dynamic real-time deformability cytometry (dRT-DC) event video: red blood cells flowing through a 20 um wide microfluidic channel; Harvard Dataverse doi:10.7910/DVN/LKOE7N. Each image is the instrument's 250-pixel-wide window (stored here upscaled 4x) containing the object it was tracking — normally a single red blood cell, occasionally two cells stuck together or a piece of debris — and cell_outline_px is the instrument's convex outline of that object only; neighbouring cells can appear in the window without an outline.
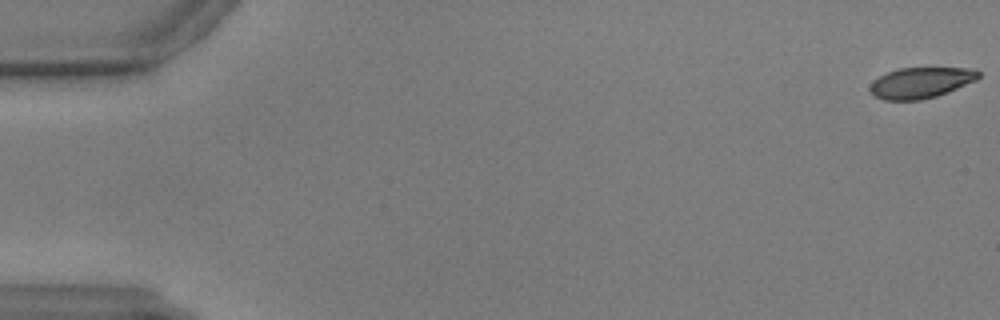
{"species": "common noctule bat (a hibernating species)", "species_latin": "Nyctalus noctula", "temperature_condition": "warm", "stored_images_in_passage": 60, "camera_frame_rate_fps": 3000, "um_per_image_px": 0.085, "animal": {"sex": "male", "body_mass_g": 17.9, "forearm_length_mm": 54.2}, "frame": {"image": 1, "passage_image": 1, "time_ms": 0.0, "image_size_px": [1000, 320], "cell_outline_px": [[980, 76], [976, 80], [948, 92], [936, 96], [920, 100], [884, 100], [872, 96], [868, 88], [872, 80], [888, 72], [900, 68], [972, 68], [980, 72]], "centroid_in_image_um": [78.23, 7.04], "position_along_channel_um": 6.8, "area_um2": 19.59}}
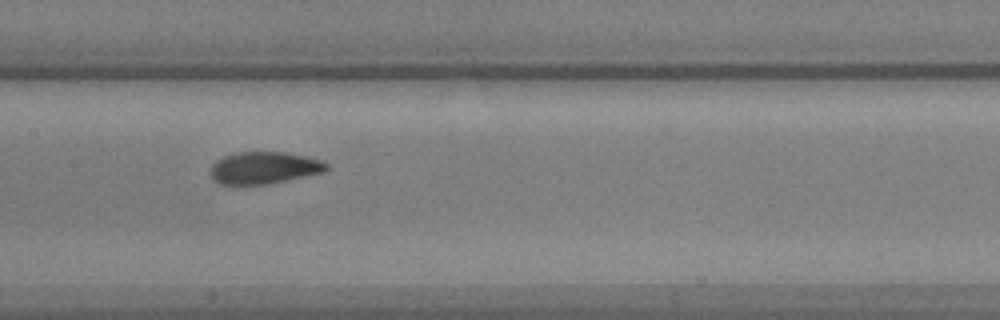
{"frame": {"image": 2, "passage_image": 30, "time_ms": 9.667, "image_size_px": [1000, 320], "cell_outline_px": [[328, 168], [324, 172], [268, 184], [220, 184], [212, 180], [208, 172], [212, 164], [216, 160], [224, 156], [236, 152], [284, 152], [308, 156], [324, 160], [328, 164]], "centroid_in_image_um": [22.43, 14.26], "position_along_channel_um": 185.0, "area_um2": 21.96}}
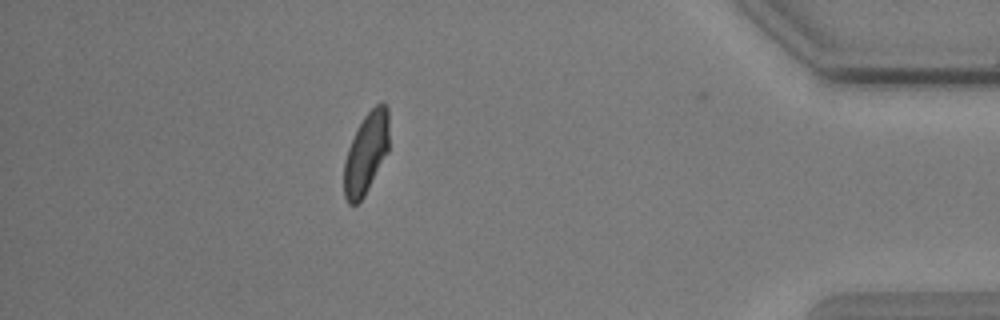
{"frame": {"image": 3, "passage_image": 53, "time_ms": 17.333, "image_size_px": [1000, 320], "cell_outline_px": [[388, 152], [364, 196], [356, 204], [348, 204], [344, 196], [344, 160], [348, 148], [364, 116], [380, 100], [388, 108]], "centroid_in_image_um": [31.12, 13.02], "position_along_channel_um": 404.1, "area_um2": 21.1}}